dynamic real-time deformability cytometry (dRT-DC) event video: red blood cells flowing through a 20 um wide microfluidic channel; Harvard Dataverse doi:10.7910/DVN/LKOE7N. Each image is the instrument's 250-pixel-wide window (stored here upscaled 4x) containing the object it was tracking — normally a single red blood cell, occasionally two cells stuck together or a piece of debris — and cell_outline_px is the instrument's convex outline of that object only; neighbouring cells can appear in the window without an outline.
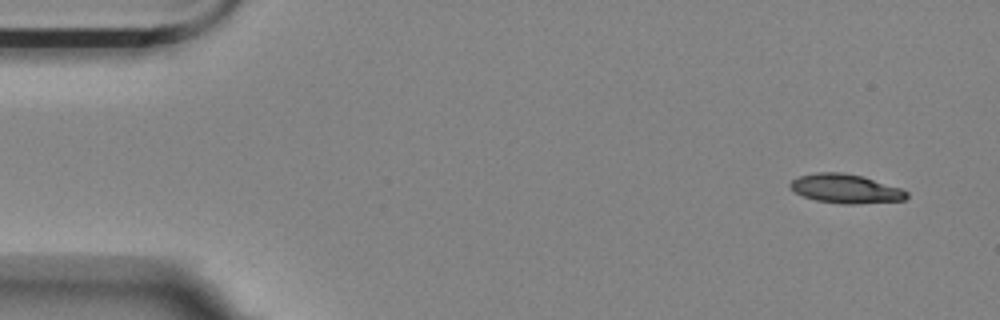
{"species": "Egyptian fruit bat (a non-hibernating species)", "species_latin": "Rousettus aegyptiacus", "temperature_condition": "room temperature", "stored_images_in_passage": 54, "camera_frame_rate_fps": 3000, "um_per_image_px": 0.085, "animal": {"sex": "female"}, "frame": {"image": 1, "passage_image": 1, "time_ms": 0.0, "image_size_px": [1000, 320], "cell_outline_px": [[908, 196], [904, 200], [856, 204], [844, 204], [816, 200], [804, 196], [788, 188], [788, 184], [792, 180], [800, 176], [816, 172], [840, 172], [864, 176], [900, 188], [908, 192]], "centroid_in_image_um": [71.87, 16.03], "position_along_channel_um": 13.1, "area_um2": 19.71}}
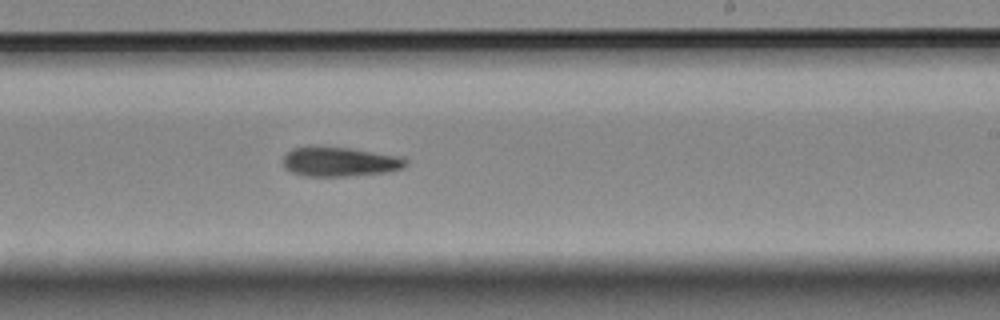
{"frame": {"image": 2, "passage_image": 31, "time_ms": 10.0, "image_size_px": [1000, 320], "cell_outline_px": [[408, 164], [404, 168], [388, 172], [344, 176], [304, 176], [292, 172], [284, 164], [284, 156], [292, 148], [308, 144], [320, 144], [348, 148], [400, 156], [408, 160]], "centroid_in_image_um": [28.87, 13.71], "position_along_channel_um": 260.1, "area_um2": 21.5}}
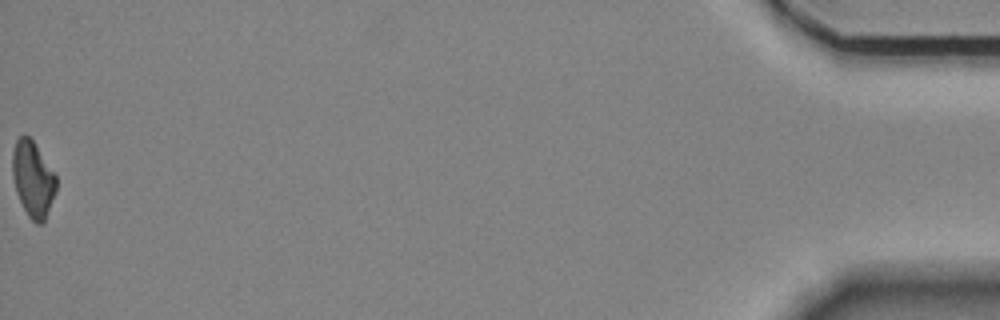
{"frame": {"image": 3, "passage_image": 54, "time_ms": 17.667, "image_size_px": [1000, 320], "cell_outline_px": [[56, 192], [44, 220], [40, 224], [36, 224], [28, 216], [16, 192], [12, 176], [12, 152], [16, 140], [24, 132], [32, 140], [56, 176]], "centroid_in_image_um": [2.78, 15.21], "position_along_channel_um": 432.4, "area_um2": 19.13}, "authors_computed_cell_mechanics": {"area_um2": 20.4034, "velocity_mm_per_s": 3.5366, "shape_relaxation_time_tau1_ms": 6.5302, "shape_relaxation_time_tau2_ms": null, "deformation_change_tau1": 0.1535, "deformation_change_tau2": null}}